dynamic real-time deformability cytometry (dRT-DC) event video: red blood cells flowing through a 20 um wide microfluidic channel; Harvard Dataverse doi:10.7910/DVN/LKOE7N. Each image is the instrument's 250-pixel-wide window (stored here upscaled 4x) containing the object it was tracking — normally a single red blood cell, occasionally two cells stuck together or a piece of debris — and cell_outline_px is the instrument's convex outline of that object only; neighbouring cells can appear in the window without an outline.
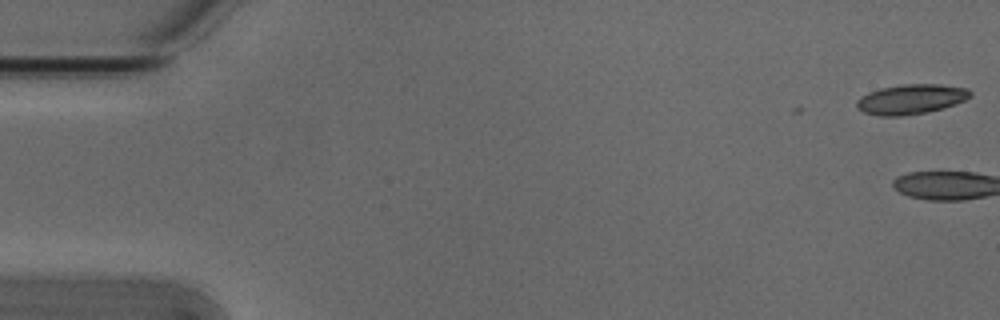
{"species": "Egyptian fruit bat (a non-hibernating species)", "species_latin": "Rousettus aegyptiacus", "temperature_condition": "cold", "stored_images_in_passage": 3, "camera_frame_rate_fps": 3000, "um_per_image_px": 0.085, "animal": {"sex": "male"}, "frame": {"image": 1, "passage_image": 1, "time_ms": 0.0, "image_size_px": [1000, 320], "cell_outline_px": [[972, 96], [956, 104], [924, 112], [900, 116], [880, 116], [864, 112], [856, 108], [856, 100], [860, 96], [868, 92], [880, 88], [904, 84], [940, 84], [968, 88], [972, 92]], "centroid_in_image_um": [77.41, 8.42], "position_along_channel_um": 7.6, "area_um2": 19.77}}